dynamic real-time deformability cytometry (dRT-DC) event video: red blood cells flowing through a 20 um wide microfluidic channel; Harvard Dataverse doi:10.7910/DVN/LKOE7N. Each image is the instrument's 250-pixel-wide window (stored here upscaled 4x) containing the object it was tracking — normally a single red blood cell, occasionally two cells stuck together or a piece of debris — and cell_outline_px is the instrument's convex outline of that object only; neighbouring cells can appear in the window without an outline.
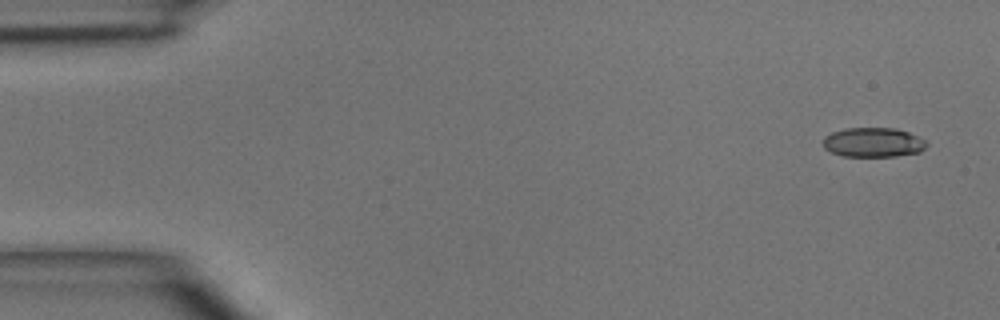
{"species": "common noctule bat (a hibernating species)", "species_latin": "Nyctalus noctula", "temperature_condition": "room temperature", "stored_images_in_passage": 3, "camera_frame_rate_fps": 3000, "um_per_image_px": 0.085, "animal": {"sex": "male", "body_mass_g": 15.6}, "frame": {"image": 1, "passage_image": 1, "time_ms": 0.0, "image_size_px": [1000, 320], "cell_outline_px": [[928, 144], [920, 152], [896, 156], [844, 156], [832, 152], [824, 148], [824, 136], [832, 132], [844, 128], [896, 128], [920, 136], [928, 140]], "centroid_in_image_um": [74.27, 12.09], "position_along_channel_um": 10.7, "area_um2": 17.92}}